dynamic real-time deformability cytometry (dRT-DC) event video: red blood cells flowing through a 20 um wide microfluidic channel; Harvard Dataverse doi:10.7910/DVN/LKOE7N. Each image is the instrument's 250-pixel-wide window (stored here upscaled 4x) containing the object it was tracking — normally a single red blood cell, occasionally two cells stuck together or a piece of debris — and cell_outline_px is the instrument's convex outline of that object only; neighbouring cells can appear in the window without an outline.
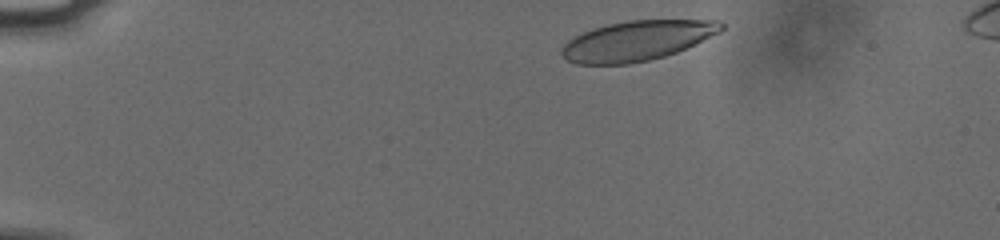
{"species": "human", "species_latin": "Homo sapiens", "temperature_condition": "cold", "stored_images_in_passage": 43, "camera_frame_rate_fps": 3000, "um_per_image_px": 0.085, "donor": {"sex": "male"}, "frame": {"image": 1, "passage_image": 2, "time_ms": 0.333, "image_size_px": [1000, 240], "cell_outline_px": [[724, 28], [720, 32], [676, 52], [664, 56], [648, 60], [628, 64], [576, 64], [568, 60], [560, 52], [564, 44], [572, 36], [592, 28], [608, 24], [628, 20], [716, 20], [724, 24]], "centroid_in_image_um": [54.11, 3.45], "position_along_channel_um": 30.9, "area_um2": 36.93}}
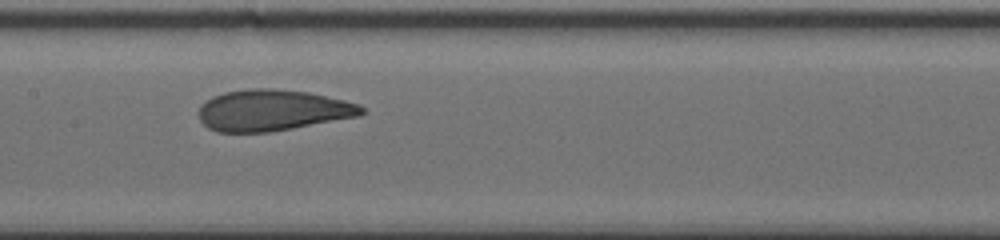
{"frame": {"image": 2, "passage_image": 21, "time_ms": 6.667, "image_size_px": [1000, 240], "cell_outline_px": [[368, 112], [360, 116], [292, 128], [268, 132], [216, 132], [208, 128], [200, 120], [200, 104], [212, 96], [224, 92], [252, 88], [272, 88], [308, 92], [344, 100], [360, 104]], "centroid_in_image_um": [23.18, 9.37], "position_along_channel_um": 184.2, "area_um2": 39.19}}
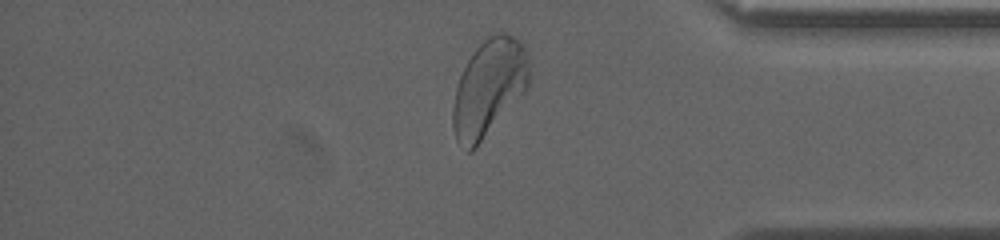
{"frame": {"image": 3, "passage_image": 39, "time_ms": 12.667, "image_size_px": [1000, 240], "cell_outline_px": [[528, 84], [524, 92], [476, 148], [472, 152], [468, 152], [456, 140], [452, 124], [452, 108], [456, 88], [460, 76], [468, 60], [476, 48], [488, 36], [496, 32], [504, 32], [520, 40], [524, 44], [528, 56]], "centroid_in_image_um": [41.54, 7.46], "position_along_channel_um": 393.7, "area_um2": 42.83}, "authors_computed_cell_mechanics": {"area_um2": 39.4196, "velocity_mm_per_s": 3.7534, "shape_relaxation_time_tau1_ms": 4.6547, "shape_relaxation_time_tau2_ms": 0.8837, "deformation_change_tau1": 0.1737, "deformation_change_tau2": 0.0785}}